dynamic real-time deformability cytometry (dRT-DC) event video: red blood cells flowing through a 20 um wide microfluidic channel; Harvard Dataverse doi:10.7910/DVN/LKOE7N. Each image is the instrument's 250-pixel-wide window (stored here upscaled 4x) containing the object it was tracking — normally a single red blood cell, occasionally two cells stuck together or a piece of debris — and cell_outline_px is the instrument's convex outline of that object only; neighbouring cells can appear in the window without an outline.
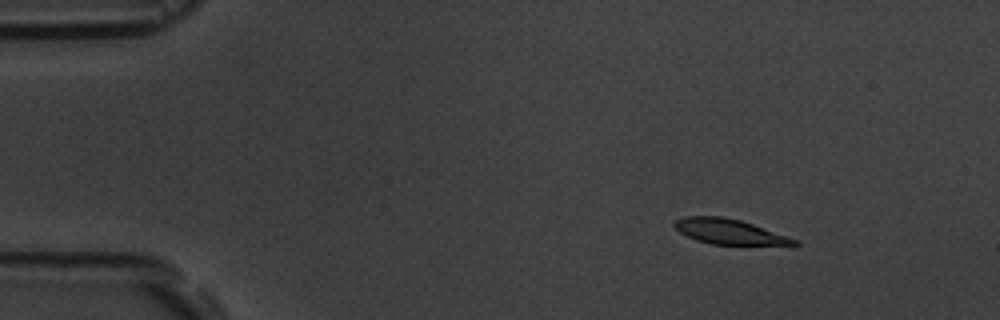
{"species": "common noctule bat (a hibernating species)", "species_latin": "Nyctalus noctula", "temperature_condition": "room temperature", "stored_images_in_passage": 7, "camera_frame_rate_fps": 3000, "um_per_image_px": 0.085, "animal": {"sex": "male", "body_mass_g": 19.5, "forearm_length_mm": 54.6}, "frame": {"image": 1, "passage_image": 1, "time_ms": 0.0, "image_size_px": [1000, 320], "cell_outline_px": [[800, 244], [792, 248], [712, 244], [696, 240], [680, 232], [672, 224], [672, 220], [684, 216], [724, 216], [740, 220], [800, 240]], "centroid_in_image_um": [62.15, 19.74], "position_along_channel_um": 22.8, "area_um2": 18.61}}
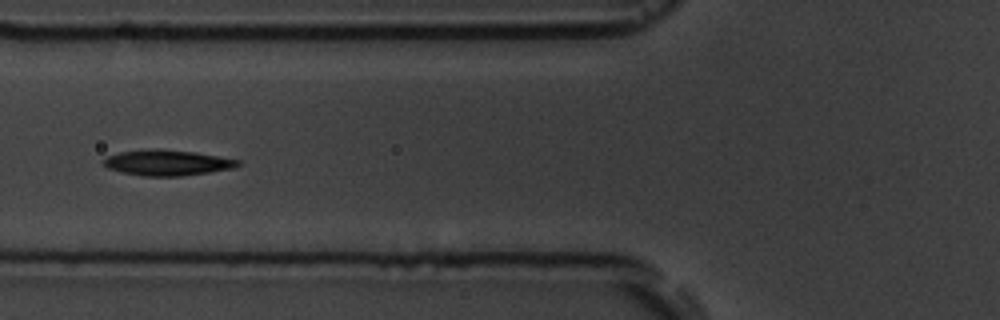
{"frame": {"image": 2, "passage_image": 5, "time_ms": 4.667, "image_size_px": [1000, 320], "cell_outline_px": [[240, 164], [232, 168], [208, 172], [180, 176], [144, 176], [124, 172], [108, 168], [100, 160], [108, 156], [120, 152], [160, 148], [196, 152], [240, 160]], "centroid_in_image_um": [14.2, 13.82], "position_along_channel_um": 111.6, "area_um2": 19.88}}
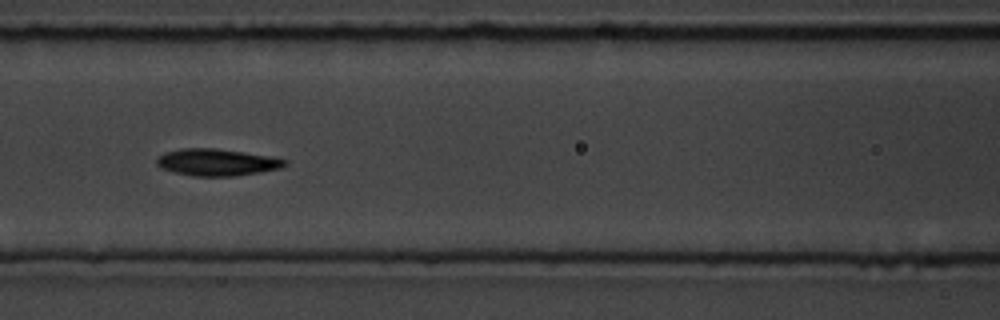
{"frame": {"image": 3, "passage_image": 6, "time_ms": 5.667, "image_size_px": [1000, 320], "cell_outline_px": [[288, 164], [280, 168], [260, 172], [236, 176], [192, 176], [160, 168], [156, 164], [156, 160], [160, 156], [168, 152], [180, 148], [216, 148], [272, 156], [288, 160]], "centroid_in_image_um": [18.47, 13.79], "position_along_channel_um": 148.1, "area_um2": 20.11}}